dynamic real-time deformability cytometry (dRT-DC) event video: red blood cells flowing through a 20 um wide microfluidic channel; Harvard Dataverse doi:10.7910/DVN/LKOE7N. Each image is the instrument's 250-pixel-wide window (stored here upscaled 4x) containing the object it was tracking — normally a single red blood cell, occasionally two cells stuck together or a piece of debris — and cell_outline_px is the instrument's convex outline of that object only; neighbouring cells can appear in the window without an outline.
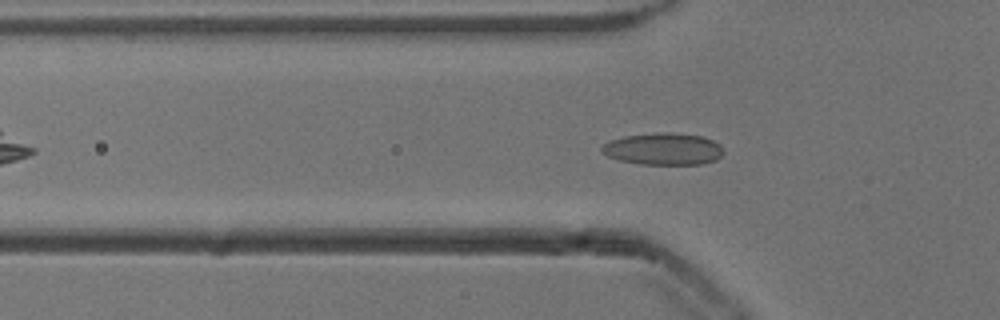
{"species": "common noctule bat (a hibernating species)", "species_latin": "Nyctalus noctula", "temperature_condition": "cold", "stored_images_in_passage": 49, "camera_frame_rate_fps": 3000, "um_per_image_px": 0.085, "animal": {"sex": "male", "body_mass_g": 13.3}, "frame": {"image": 1, "passage_image": 12, "time_ms": 3.667, "image_size_px": [1000, 320], "cell_outline_px": [[724, 152], [716, 160], [704, 164], [640, 164], [620, 160], [608, 156], [600, 152], [600, 148], [604, 144], [612, 140], [624, 136], [656, 132], [668, 132], [700, 136], [712, 140], [720, 144]], "centroid_in_image_um": [56.38, 12.66], "position_along_channel_um": 69.4, "area_um2": 22.66}}
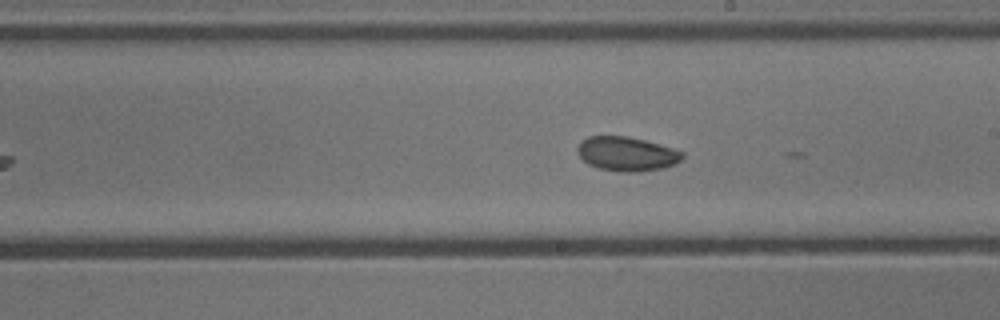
{"frame": {"image": 2, "passage_image": 25, "time_ms": 8.0, "image_size_px": [1000, 320], "cell_outline_px": [[684, 156], [676, 164], [664, 168], [636, 172], [620, 172], [596, 168], [588, 164], [580, 156], [576, 148], [580, 140], [588, 136], [628, 136], [644, 140], [672, 148], [684, 152]], "centroid_in_image_um": [53.25, 13.08], "position_along_channel_um": 235.7, "area_um2": 21.1}}
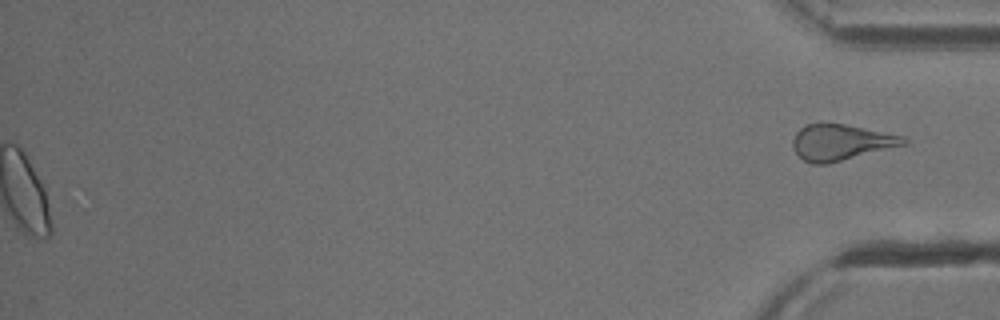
{"frame": {"image": 3, "passage_image": 49, "time_ms": 16.0, "image_size_px": [1000, 320], "cell_outline_px": [[908, 144], [828, 164], [812, 164], [804, 160], [792, 148], [792, 140], [796, 132], [800, 128], [808, 124], [844, 124], [904, 136], [908, 140]], "centroid_in_image_um": [71.49, 12.11], "position_along_channel_um": 363.7, "area_um2": 23.12}, "authors_computed_cell_mechanics": {"area_um2": 21.3282, "velocity_mm_per_s": 3.8302, "shape_relaxation_time_tau1_ms": 8.3626, "shape_relaxation_time_tau2_ms": 2.9025, "deformation_change_tau1": 0.1169, "deformation_change_tau2": 0.059}}